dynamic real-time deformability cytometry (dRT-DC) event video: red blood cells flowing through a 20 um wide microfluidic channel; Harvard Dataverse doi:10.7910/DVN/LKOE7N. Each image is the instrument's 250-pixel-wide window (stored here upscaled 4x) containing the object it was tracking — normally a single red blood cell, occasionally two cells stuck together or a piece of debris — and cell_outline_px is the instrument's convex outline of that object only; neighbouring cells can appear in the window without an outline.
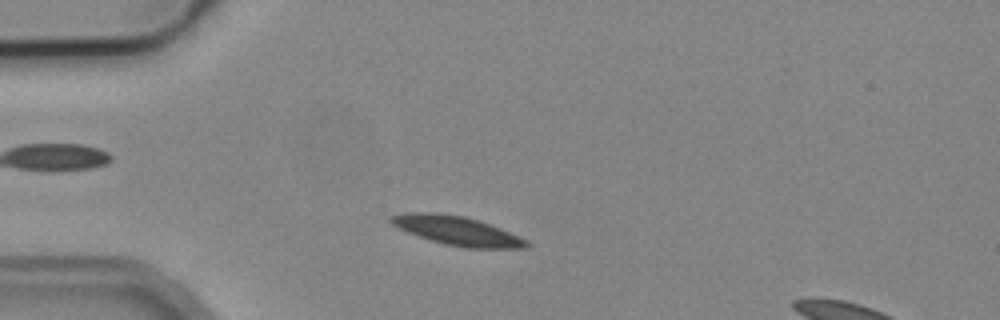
{"species": "common noctule bat (a hibernating species)", "species_latin": "Nyctalus noctula", "temperature_condition": "cold", "stored_images_in_passage": 4, "camera_frame_rate_fps": 3000, "um_per_image_px": 0.085, "animal": {"sex": "male", "body_mass_g": 19.2, "forearm_length_mm": 51.8}, "frame": {"image": 1, "passage_image": 2, "time_ms": 1.333, "image_size_px": [1000, 320], "cell_outline_px": [[532, 244], [524, 248], [464, 248], [444, 244], [428, 240], [408, 232], [392, 224], [388, 220], [392, 216], [408, 212], [436, 212], [464, 216], [480, 220], [500, 228], [528, 240]], "centroid_in_image_um": [38.87, 19.61], "position_along_channel_um": 46.1, "area_um2": 23.0}}